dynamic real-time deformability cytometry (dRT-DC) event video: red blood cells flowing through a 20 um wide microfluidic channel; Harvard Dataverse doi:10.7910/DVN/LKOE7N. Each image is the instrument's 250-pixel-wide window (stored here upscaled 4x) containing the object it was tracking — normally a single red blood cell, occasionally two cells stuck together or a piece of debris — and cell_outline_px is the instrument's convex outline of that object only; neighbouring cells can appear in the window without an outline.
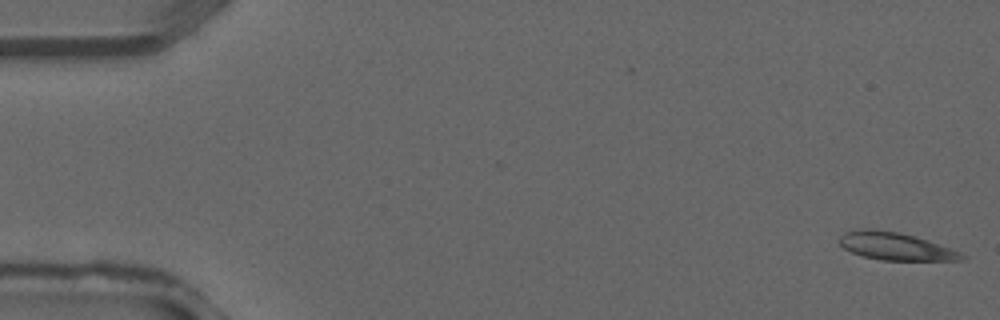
{"species": "common noctule bat (a hibernating species)", "species_latin": "Nyctalus noctula", "temperature_condition": "warm", "stored_images_in_passage": 2, "camera_frame_rate_fps": 3000, "um_per_image_px": 0.085, "animal": {"sex": "male", "forearm_length_mm": 52.5}, "frame": {"image": 1, "passage_image": 2, "time_ms": 0.333, "image_size_px": [1000, 320], "cell_outline_px": [[968, 256], [964, 260], [880, 260], [860, 256], [844, 248], [840, 244], [840, 236], [844, 232], [864, 228], [872, 228], [900, 232], [928, 240], [960, 252]], "centroid_in_image_um": [76.1, 20.93], "position_along_channel_um": 8.9, "area_um2": 19.77}}